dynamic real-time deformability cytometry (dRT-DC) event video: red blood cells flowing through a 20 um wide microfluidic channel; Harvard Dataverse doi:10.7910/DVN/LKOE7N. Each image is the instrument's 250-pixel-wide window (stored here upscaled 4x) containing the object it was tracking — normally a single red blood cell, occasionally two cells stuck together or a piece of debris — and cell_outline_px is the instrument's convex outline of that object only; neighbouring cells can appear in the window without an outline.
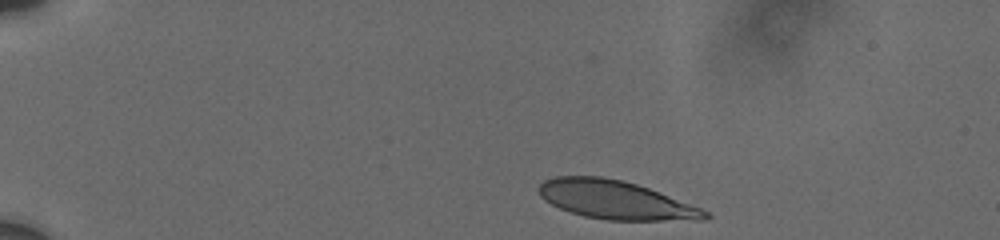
{"species": "human", "species_latin": "Homo sapiens", "temperature_condition": "cold", "stored_images_in_passage": 31, "camera_frame_rate_fps": 3000, "um_per_image_px": 0.085, "donor": {"sex": "male"}, "frame": {"image": 1, "passage_image": 1, "time_ms": 0.0, "image_size_px": [1000, 240], "cell_outline_px": [[712, 216], [708, 220], [608, 220], [584, 216], [568, 212], [544, 200], [540, 196], [536, 188], [544, 180], [556, 176], [600, 176], [624, 180], [660, 192], [700, 208], [708, 212]], "centroid_in_image_um": [52.3, 16.99], "position_along_channel_um": 32.7, "area_um2": 37.4}}
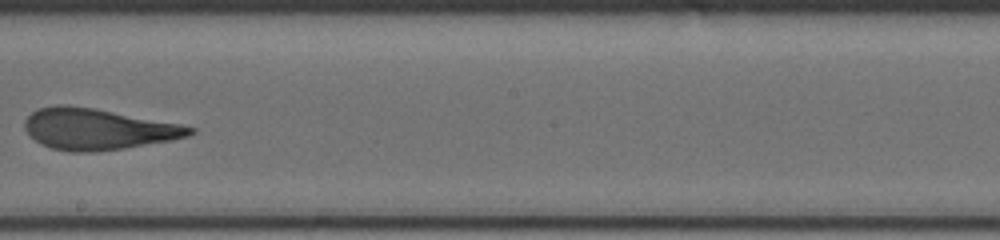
{"frame": {"image": 2, "passage_image": 16, "time_ms": 8.0, "image_size_px": [1000, 240], "cell_outline_px": [[196, 132], [188, 136], [172, 140], [124, 148], [96, 152], [68, 152], [52, 148], [40, 144], [24, 128], [24, 120], [32, 112], [40, 108], [60, 104], [64, 104], [96, 108], [180, 124], [196, 128]], "centroid_in_image_um": [8.31, 10.97], "position_along_channel_um": 239.9, "area_um2": 39.59}}
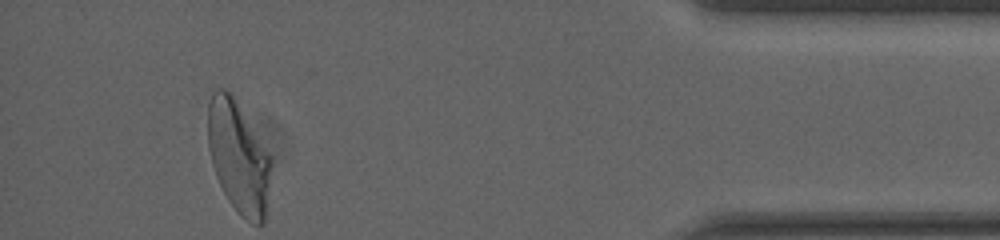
{"frame": {"image": 3, "passage_image": 31, "time_ms": 14.0, "image_size_px": [1000, 240], "cell_outline_px": [[272, 164], [264, 224], [252, 224], [240, 216], [228, 200], [216, 176], [212, 164], [208, 148], [208, 104], [212, 92], [216, 88], [224, 88], [232, 96], [272, 156]], "centroid_in_image_um": [20.27, 13.38], "position_along_channel_um": 414.9, "area_um2": 41.21}, "authors_computed_cell_mechanics": {"area_um2": 38.9572, "velocity_mm_per_s": 3.687, "shape_relaxation_time_tau1_ms": 5.2408, "shape_relaxation_time_tau2_ms": 1.3973, "deformation_change_tau1": 0.1793, "deformation_change_tau2": 0.0881}}